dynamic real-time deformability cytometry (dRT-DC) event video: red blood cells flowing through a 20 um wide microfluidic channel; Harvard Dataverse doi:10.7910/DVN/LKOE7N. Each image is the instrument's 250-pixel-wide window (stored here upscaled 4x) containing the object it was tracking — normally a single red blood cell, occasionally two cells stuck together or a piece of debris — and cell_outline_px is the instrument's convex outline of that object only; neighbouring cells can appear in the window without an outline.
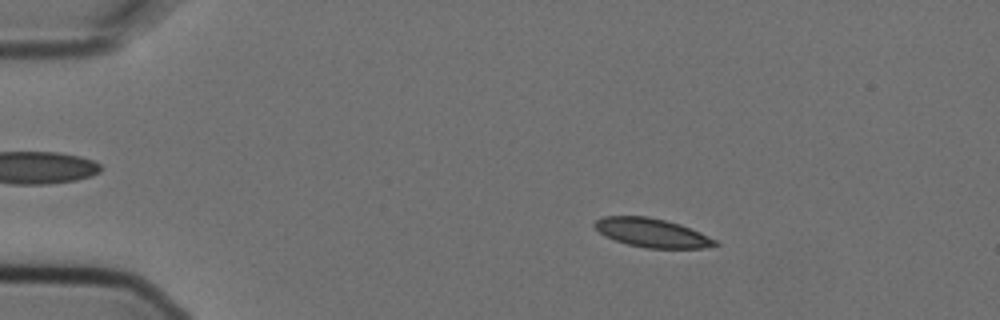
{"species": "Egyptian fruit bat (a non-hibernating species)", "species_latin": "Rousettus aegyptiacus", "temperature_condition": "cold", "stored_images_in_passage": 4, "camera_frame_rate_fps": 3000, "um_per_image_px": 0.085, "animal": {"sex": "female"}, "frame": {"image": 1, "passage_image": 2, "time_ms": 0.333, "image_size_px": [1000, 320], "cell_outline_px": [[720, 244], [704, 248], [644, 248], [628, 244], [604, 236], [592, 224], [596, 220], [604, 216], [648, 216], [680, 224], [700, 232], [716, 240]], "centroid_in_image_um": [55.41, 19.79], "position_along_channel_um": 29.6, "area_um2": 20.17}}